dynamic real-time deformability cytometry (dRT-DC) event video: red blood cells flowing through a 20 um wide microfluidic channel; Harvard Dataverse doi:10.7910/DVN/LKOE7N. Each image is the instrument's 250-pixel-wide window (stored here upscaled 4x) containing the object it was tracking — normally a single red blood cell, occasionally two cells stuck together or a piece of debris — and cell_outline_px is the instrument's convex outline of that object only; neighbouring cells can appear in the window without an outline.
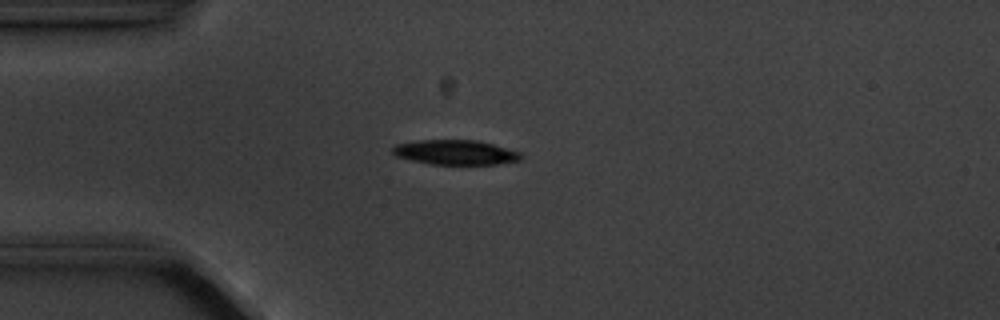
{"species": "common noctule bat (a hibernating species)", "species_latin": "Nyctalus noctula", "temperature_condition": "cold", "stored_images_in_passage": 4, "camera_frame_rate_fps": 3000, "um_per_image_px": 0.085, "animal": {"sex": "male", "body_mass_g": 20.1, "forearm_length_mm": 53.5}, "frame": {"image": 1, "passage_image": 4, "time_ms": 3.667, "image_size_px": [1000, 320], "cell_outline_px": [[524, 156], [520, 160], [496, 164], [432, 164], [412, 160], [396, 156], [392, 152], [392, 148], [396, 144], [420, 140], [476, 140], [492, 144], [520, 152]], "centroid_in_image_um": [38.72, 12.95], "position_along_channel_um": 46.3, "area_um2": 18.32}}